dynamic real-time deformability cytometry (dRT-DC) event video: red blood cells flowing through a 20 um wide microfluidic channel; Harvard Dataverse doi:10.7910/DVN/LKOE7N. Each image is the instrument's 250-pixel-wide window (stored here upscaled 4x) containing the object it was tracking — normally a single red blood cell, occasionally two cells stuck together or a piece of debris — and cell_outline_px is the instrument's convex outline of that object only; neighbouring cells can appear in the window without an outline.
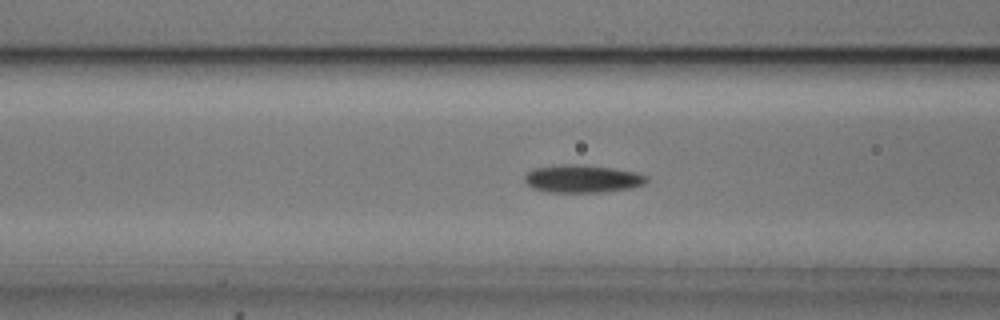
{"species": "common noctule bat (a hibernating species)", "species_latin": "Nyctalus noctula", "temperature_condition": "cold", "stored_images_in_passage": 54, "camera_frame_rate_fps": 3000, "um_per_image_px": 0.085, "animal": {"sex": "male", "body_mass_g": 20.5, "forearm_length_mm": 52.5}, "frame": {"image": 1, "passage_image": 21, "time_ms": 6.667, "image_size_px": [1000, 320], "cell_outline_px": [[648, 180], [644, 184], [632, 188], [604, 192], [548, 192], [532, 188], [524, 180], [524, 176], [532, 168], [564, 164], [584, 164], [612, 168], [636, 172], [648, 176]], "centroid_in_image_um": [49.51, 15.19], "position_along_channel_um": 117.1, "area_um2": 19.94}}
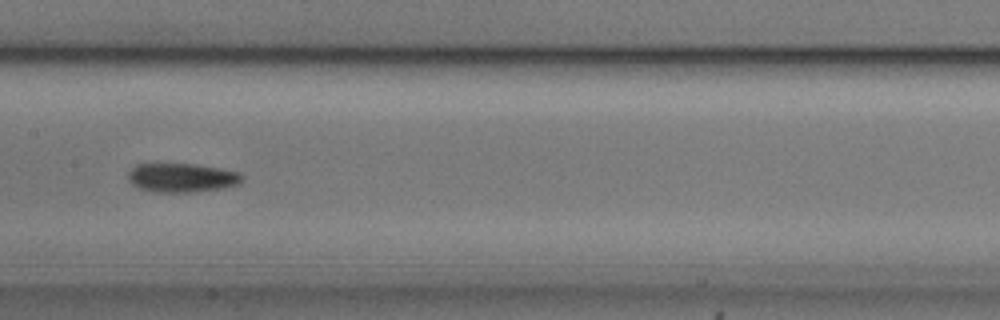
{"frame": {"image": 2, "passage_image": 27, "time_ms": 8.667, "image_size_px": [1000, 320], "cell_outline_px": [[244, 180], [240, 184], [224, 188], [196, 192], [152, 192], [136, 188], [128, 180], [128, 172], [136, 164], [196, 164], [220, 168], [240, 172], [244, 176]], "centroid_in_image_um": [15.48, 15.11], "position_along_channel_um": 191.9, "area_um2": 19.65}}
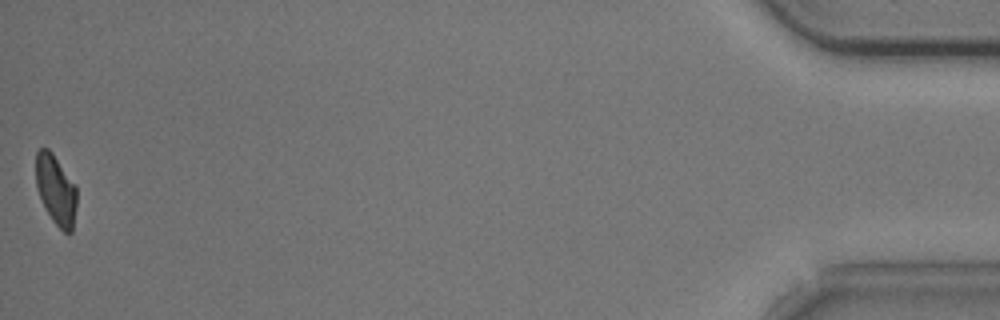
{"frame": {"image": 3, "passage_image": 54, "time_ms": 17.667, "image_size_px": [1000, 320], "cell_outline_px": [[76, 208], [72, 232], [64, 232], [52, 220], [36, 188], [36, 152], [40, 148], [48, 148], [52, 152], [76, 184]], "centroid_in_image_um": [4.76, 16.1], "position_along_channel_um": 430.4, "area_um2": 16.59}, "authors_computed_cell_mechanics": {"area_um2": 18.3515, "velocity_mm_per_s": 3.7368, "shape_relaxation_time_tau1_ms": 2.5707, "shape_relaxation_time_tau2_ms": 4.3101, "deformation_change_tau1": 0.1088, "deformation_change_tau2": 0.0995}}